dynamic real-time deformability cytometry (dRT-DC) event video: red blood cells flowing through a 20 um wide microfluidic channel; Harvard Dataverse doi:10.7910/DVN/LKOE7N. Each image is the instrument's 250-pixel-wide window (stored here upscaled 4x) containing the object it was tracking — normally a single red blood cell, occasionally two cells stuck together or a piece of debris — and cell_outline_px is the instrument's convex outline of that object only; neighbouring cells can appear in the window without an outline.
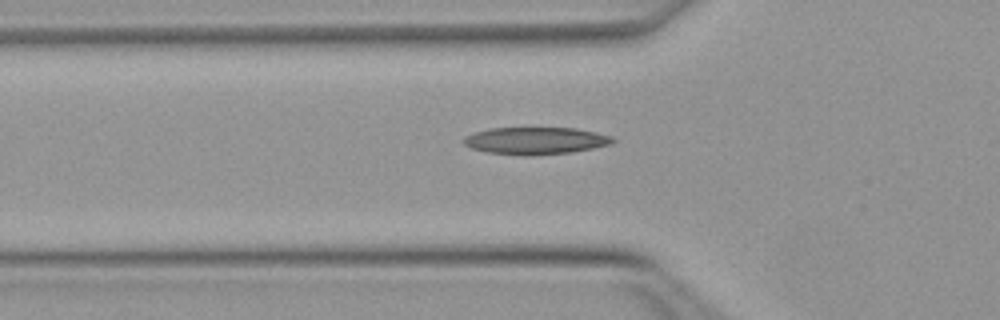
{"species": "Egyptian fruit bat (a non-hibernating species)", "species_latin": "Rousettus aegyptiacus", "temperature_condition": "warm", "stored_images_in_passage": 47, "camera_frame_rate_fps": 3000, "um_per_image_px": 0.085, "animal": {"sex": "female"}, "frame": {"image": 1, "passage_image": 17, "time_ms": 5.333, "image_size_px": [1000, 320], "cell_outline_px": [[616, 140], [612, 144], [572, 152], [524, 156], [488, 152], [472, 148], [464, 144], [464, 136], [476, 132], [492, 128], [576, 128], [596, 132], [612, 136]], "centroid_in_image_um": [45.56, 11.96], "position_along_channel_um": 80.2, "area_um2": 23.52}}
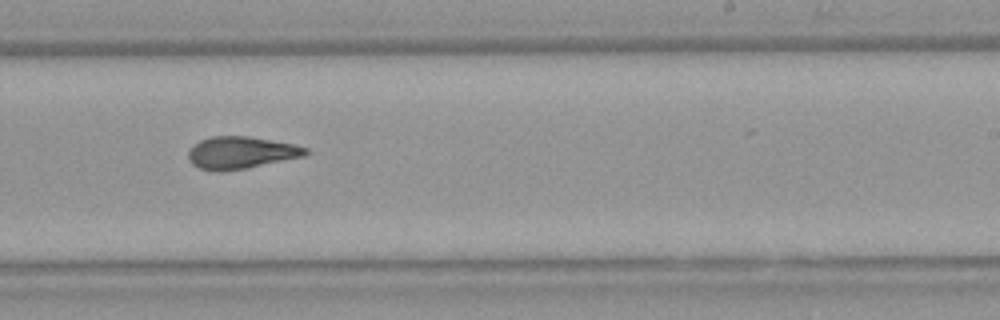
{"frame": {"image": 2, "passage_image": 31, "time_ms": 10.0, "image_size_px": [1000, 320], "cell_outline_px": [[308, 152], [304, 156], [248, 168], [220, 172], [200, 168], [192, 164], [188, 160], [188, 152], [192, 144], [200, 140], [212, 136], [248, 136], [292, 144], [308, 148]], "centroid_in_image_um": [20.43, 12.98], "position_along_channel_um": 268.6, "area_um2": 22.02}}
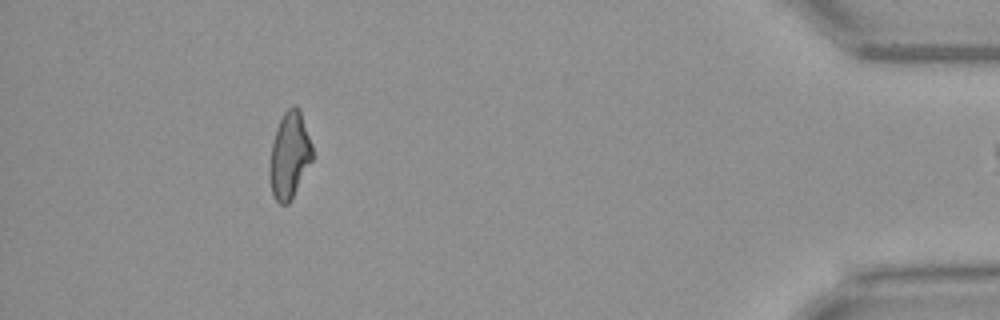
{"frame": {"image": 3, "passage_image": 46, "time_ms": 15.0, "image_size_px": [1000, 320], "cell_outline_px": [[312, 160], [292, 200], [288, 204], [280, 204], [276, 200], [272, 192], [268, 172], [268, 168], [272, 144], [276, 128], [284, 112], [292, 104], [296, 104], [300, 108], [312, 144]], "centroid_in_image_um": [24.6, 13.19], "position_along_channel_um": 410.6, "area_um2": 21.79}}